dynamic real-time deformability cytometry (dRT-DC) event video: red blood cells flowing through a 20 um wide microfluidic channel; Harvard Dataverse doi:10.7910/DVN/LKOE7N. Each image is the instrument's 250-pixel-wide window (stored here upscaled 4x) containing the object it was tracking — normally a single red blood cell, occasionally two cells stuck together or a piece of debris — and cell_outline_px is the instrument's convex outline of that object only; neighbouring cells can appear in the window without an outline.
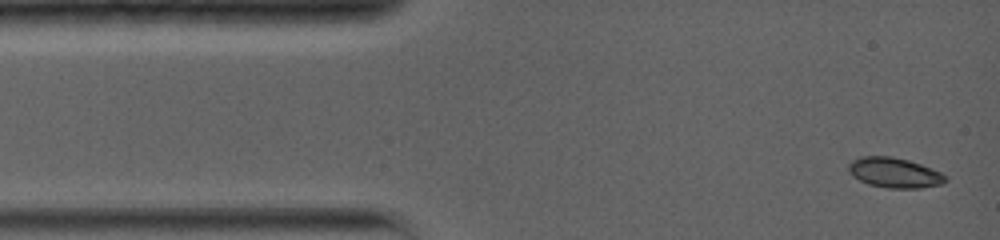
{"species": "common noctule bat (a hibernating species)", "species_latin": "Nyctalus noctula", "temperature_condition": "warm", "stored_images_in_passage": 55, "camera_frame_rate_fps": 5000, "um_per_image_px": 0.085, "animal": {"sex": "female", "body_mass_g": 19.0, "forearm_length_mm": 56.7}, "frame": {"image": 1, "passage_image": 1, "time_ms": 0.0, "image_size_px": [1000, 240], "cell_outline_px": [[948, 180], [944, 184], [920, 188], [888, 188], [868, 184], [852, 176], [848, 172], [848, 164], [852, 160], [860, 156], [892, 156], [908, 160], [932, 168], [948, 176]], "centroid_in_image_um": [76.04, 14.68], "position_along_channel_um": 9.0, "area_um2": 17.22}}
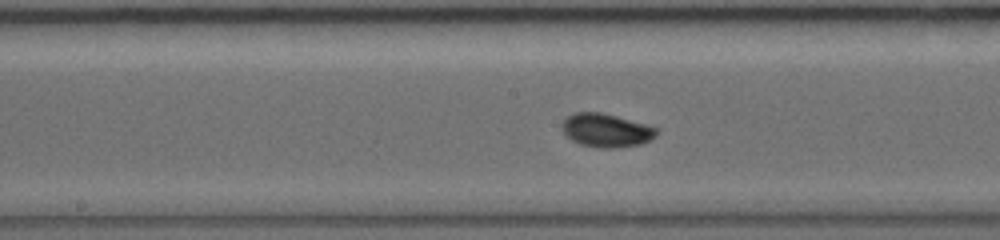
{"frame": {"image": 2, "passage_image": 24, "time_ms": 6.8, "image_size_px": [1000, 240], "cell_outline_px": [[660, 128], [656, 136], [640, 144], [612, 148], [600, 148], [580, 144], [564, 136], [560, 128], [560, 124], [572, 112], [600, 112], [616, 116]], "centroid_in_image_um": [51.48, 11.07], "position_along_channel_um": 196.7, "area_um2": 18.61}}
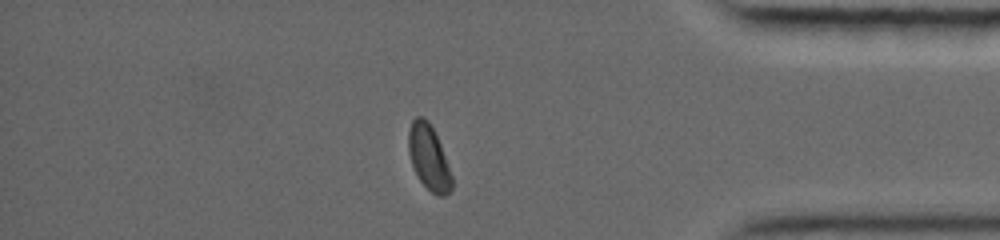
{"frame": {"image": 3, "passage_image": 47, "time_ms": 12.8, "image_size_px": [1000, 240], "cell_outline_px": [[452, 188], [444, 196], [436, 196], [420, 180], [412, 164], [408, 152], [408, 132], [412, 120], [416, 116], [424, 116], [428, 120], [440, 144], [452, 176]], "centroid_in_image_um": [36.43, 13.36], "position_along_channel_um": 398.8, "area_um2": 16.18}, "authors_computed_cell_mechanics": {"area_um2": 17.1088, "velocity_mm_per_s": 3.7706, "shape_relaxation_time_tau1_ms": 4.6084, "shape_relaxation_time_tau2_ms": null, "deformation_change_tau1": 0.1109, "deformation_change_tau2": null}}